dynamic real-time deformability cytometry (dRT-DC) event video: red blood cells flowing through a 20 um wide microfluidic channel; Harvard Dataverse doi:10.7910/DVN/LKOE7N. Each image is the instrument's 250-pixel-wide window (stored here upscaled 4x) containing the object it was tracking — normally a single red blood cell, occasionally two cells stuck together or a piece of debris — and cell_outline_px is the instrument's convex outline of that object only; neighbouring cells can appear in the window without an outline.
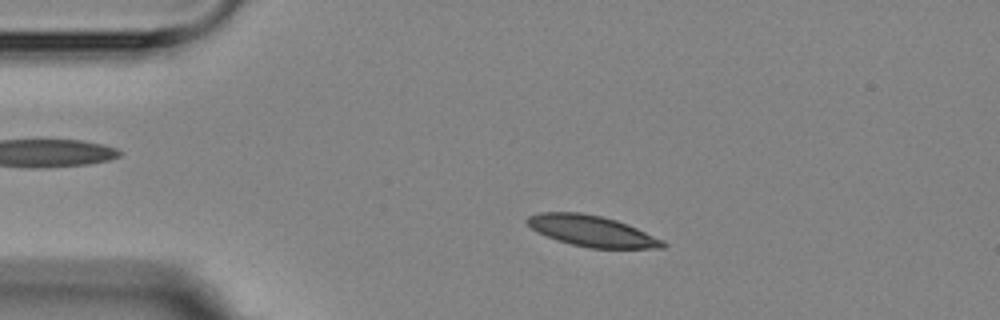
{"species": "Egyptian fruit bat (a non-hibernating species)", "species_latin": "Rousettus aegyptiacus", "temperature_condition": "room temperature", "stored_images_in_passage": 4, "camera_frame_rate_fps": 3000, "um_per_image_px": 0.085, "animal": {"sex": "female"}, "frame": {"image": 1, "passage_image": 3, "time_ms": 2.333, "image_size_px": [1000, 320], "cell_outline_px": [[668, 244], [664, 248], [588, 248], [556, 240], [536, 232], [524, 220], [528, 216], [540, 212], [580, 212], [600, 216], [616, 220], [628, 224], [664, 240]], "centroid_in_image_um": [50.31, 19.64], "position_along_channel_um": 34.7, "area_um2": 24.57}}